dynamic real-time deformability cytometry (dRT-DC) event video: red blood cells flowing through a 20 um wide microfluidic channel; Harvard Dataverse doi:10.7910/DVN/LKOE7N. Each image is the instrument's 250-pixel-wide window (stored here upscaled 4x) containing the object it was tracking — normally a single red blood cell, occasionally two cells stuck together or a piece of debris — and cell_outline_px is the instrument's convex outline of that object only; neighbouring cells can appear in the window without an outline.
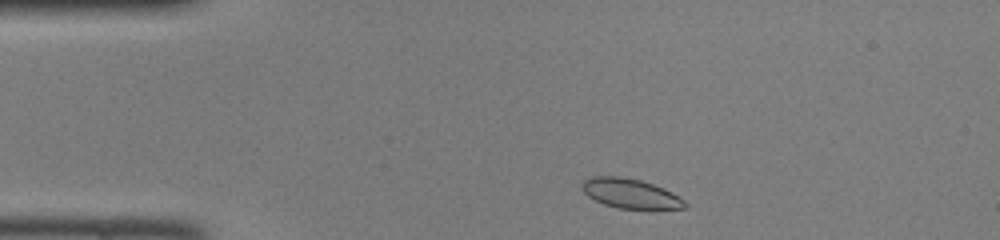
{"species": "common noctule bat (a hibernating species)", "species_latin": "Nyctalus noctula", "temperature_condition": "room temperature", "stored_images_in_passage": 40, "camera_frame_rate_fps": 3000, "um_per_image_px": 0.085, "animal": {"sex": "female", "body_mass_g": 22.0, "forearm_length_mm": 56.7}, "frame": {"image": 1, "passage_image": 2, "time_ms": 0.333, "image_size_px": [1000, 240], "cell_outline_px": [[688, 208], [616, 208], [604, 204], [588, 196], [580, 188], [580, 184], [584, 180], [592, 176], [620, 176], [640, 180], [664, 188], [672, 192], [684, 200], [688, 204]], "centroid_in_image_um": [53.56, 16.43], "position_along_channel_um": 31.4, "area_um2": 17.69}}
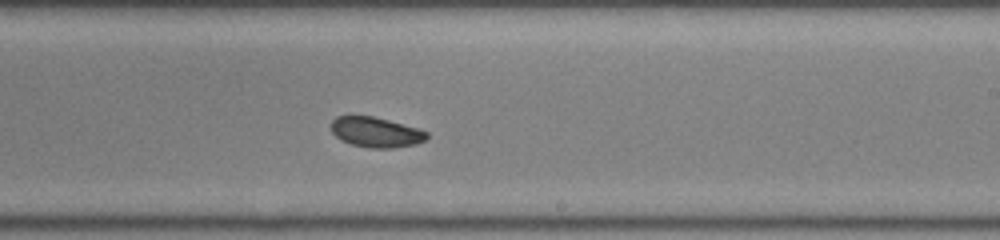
{"frame": {"image": 2, "passage_image": 21, "time_ms": 6.667, "image_size_px": [1000, 240], "cell_outline_px": [[428, 136], [424, 140], [416, 144], [392, 148], [368, 148], [352, 144], [340, 140], [332, 132], [332, 120], [336, 116], [372, 116], [420, 128], [428, 132]], "centroid_in_image_um": [31.97, 11.24], "position_along_channel_um": 257.0, "area_um2": 16.82}}
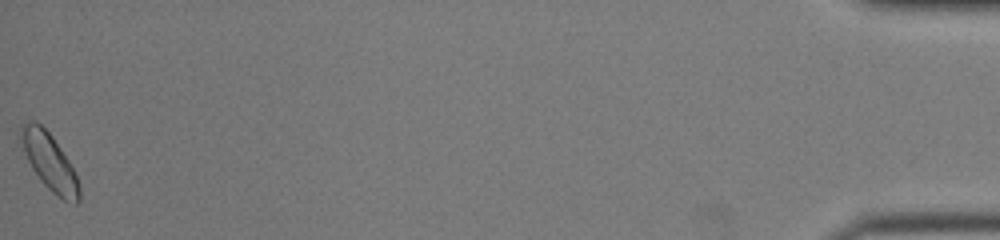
{"frame": {"image": 3, "passage_image": 40, "time_ms": 13.0, "image_size_px": [1000, 240], "cell_outline_px": [[80, 200], [76, 204], [72, 204], [56, 196], [40, 180], [32, 168], [24, 152], [20, 140], [20, 128], [28, 120], [36, 120], [52, 136], [68, 160], [80, 184]], "centroid_in_image_um": [4.21, 13.77], "position_along_channel_um": 431.0, "area_um2": 19.19}}